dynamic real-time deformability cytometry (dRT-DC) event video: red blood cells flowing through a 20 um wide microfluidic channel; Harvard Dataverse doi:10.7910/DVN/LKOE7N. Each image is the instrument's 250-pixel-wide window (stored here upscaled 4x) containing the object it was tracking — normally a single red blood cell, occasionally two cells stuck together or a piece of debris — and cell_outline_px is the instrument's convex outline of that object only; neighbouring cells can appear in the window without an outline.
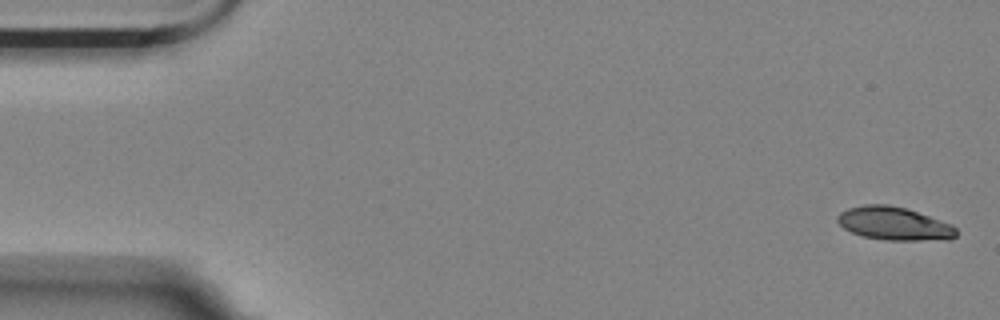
{"species": "Egyptian fruit bat (a non-hibernating species)", "species_latin": "Rousettus aegyptiacus", "temperature_condition": "room temperature", "stored_images_in_passage": 6, "camera_frame_rate_fps": 3000, "um_per_image_px": 0.085, "animal": {"sex": "female"}, "frame": {"image": 1, "passage_image": 1, "time_ms": 0.0, "image_size_px": [1000, 320], "cell_outline_px": [[956, 236], [948, 240], [884, 240], [864, 236], [852, 232], [844, 228], [836, 220], [836, 216], [840, 212], [848, 208], [864, 204], [888, 204], [904, 208], [952, 224], [956, 228]], "centroid_in_image_um": [75.98, 19.0], "position_along_channel_um": 9.0, "area_um2": 22.89}}